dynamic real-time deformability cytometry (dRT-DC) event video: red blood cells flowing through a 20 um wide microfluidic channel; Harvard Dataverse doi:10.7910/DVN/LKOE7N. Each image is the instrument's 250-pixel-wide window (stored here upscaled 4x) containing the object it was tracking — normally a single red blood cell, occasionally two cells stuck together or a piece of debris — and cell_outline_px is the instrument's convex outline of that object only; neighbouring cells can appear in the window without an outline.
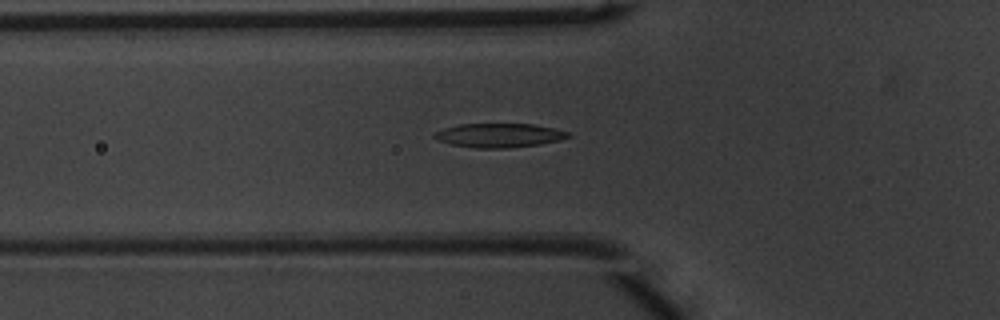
{"species": "common noctule bat (a hibernating species)", "species_latin": "Nyctalus noctula", "temperature_condition": "warm", "stored_images_in_passage": 40, "camera_frame_rate_fps": 3000, "um_per_image_px": 0.085, "animal": {"sex": "male", "body_mass_g": 20.1, "forearm_length_mm": 53.5}, "frame": {"image": 1, "passage_image": 7, "time_ms": 2.0, "image_size_px": [1000, 320], "cell_outline_px": [[572, 136], [560, 140], [540, 144], [508, 148], [476, 148], [452, 144], [440, 140], [432, 136], [436, 132], [444, 128], [460, 124], [532, 124], [552, 128], [568, 132]], "centroid_in_image_um": [42.45, 11.5], "position_along_channel_um": 83.4, "area_um2": 18.5}}
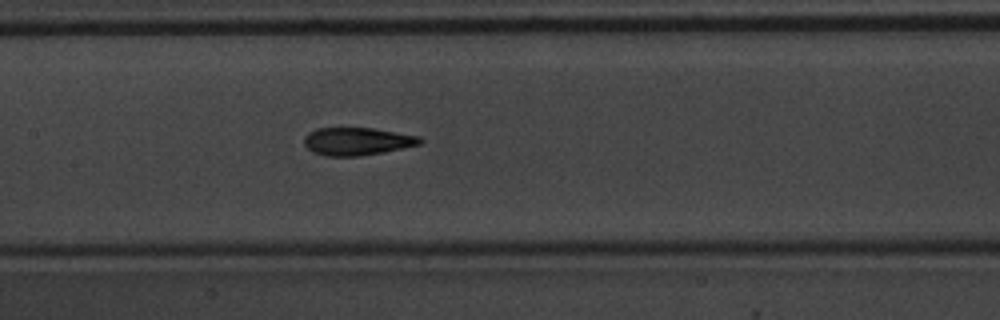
{"frame": {"image": 2, "passage_image": 14, "time_ms": 4.333, "image_size_px": [1000, 320], "cell_outline_px": [[424, 140], [420, 144], [360, 156], [324, 156], [312, 152], [304, 144], [304, 136], [308, 132], [316, 128], [372, 128], [420, 136]], "centroid_in_image_um": [30.31, 12.01], "position_along_channel_um": 177.1, "area_um2": 18.67}}
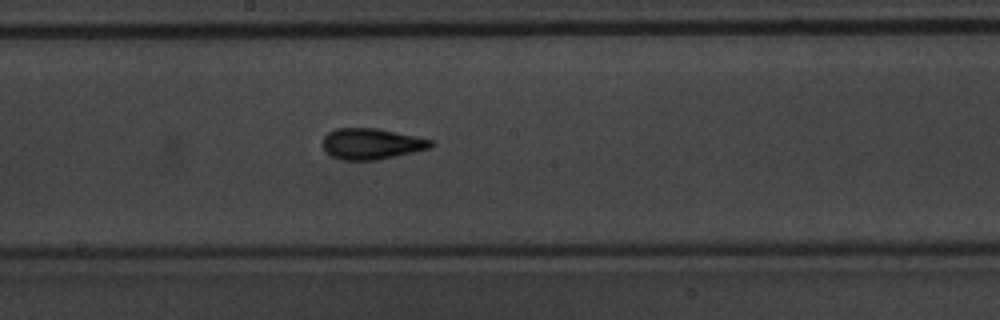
{"frame": {"image": 3, "passage_image": 17, "time_ms": 5.333, "image_size_px": [1000, 320], "cell_outline_px": [[436, 144], [428, 148], [412, 152], [376, 160], [344, 160], [332, 156], [320, 144], [324, 136], [328, 132], [336, 128], [376, 128], [432, 140]], "centroid_in_image_um": [31.53, 12.22], "position_along_channel_um": 216.7, "area_um2": 19.31}, "authors_computed_cell_mechanics": {"area_um2": 18.5827, "velocity_mm_per_s": 3.9687, "shape_relaxation_time_tau1_ms": 3.5237, "shape_relaxation_time_tau2_ms": 1.3554, "deformation_change_tau1": 0.1679, "deformation_change_tau2": 0.0886}}